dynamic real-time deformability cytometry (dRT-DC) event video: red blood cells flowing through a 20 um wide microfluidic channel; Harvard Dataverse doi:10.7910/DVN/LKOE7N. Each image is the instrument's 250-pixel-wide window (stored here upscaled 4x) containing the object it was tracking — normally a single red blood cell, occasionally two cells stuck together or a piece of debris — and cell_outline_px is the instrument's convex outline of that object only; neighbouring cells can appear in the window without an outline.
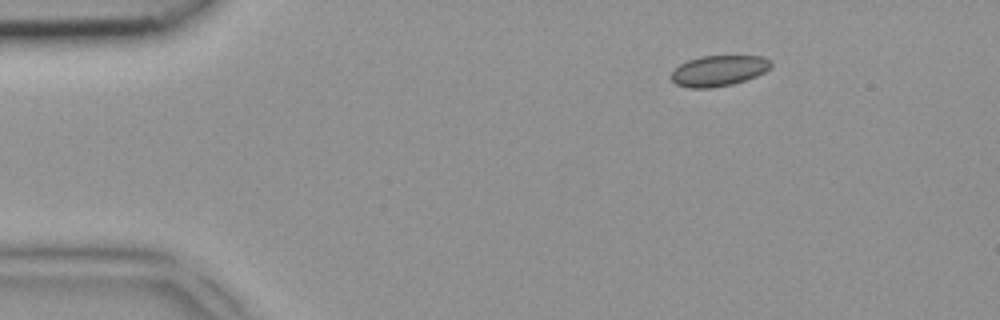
{"species": "common noctule bat (a hibernating species)", "species_latin": "Nyctalus noctula", "temperature_condition": "room temperature", "stored_images_in_passage": 5, "camera_frame_rate_fps": 3000, "um_per_image_px": 0.085, "animal": {"sex": "female", "body_mass_g": 18.4}, "frame": {"image": 1, "passage_image": 5, "time_ms": 1.333, "image_size_px": [1000, 320], "cell_outline_px": [[772, 64], [764, 72], [756, 76], [732, 84], [712, 88], [688, 88], [676, 84], [672, 80], [672, 72], [680, 64], [688, 60], [700, 56], [764, 56], [772, 60]], "centroid_in_image_um": [61.09, 6.01], "position_along_channel_um": 23.9, "area_um2": 17.8}}